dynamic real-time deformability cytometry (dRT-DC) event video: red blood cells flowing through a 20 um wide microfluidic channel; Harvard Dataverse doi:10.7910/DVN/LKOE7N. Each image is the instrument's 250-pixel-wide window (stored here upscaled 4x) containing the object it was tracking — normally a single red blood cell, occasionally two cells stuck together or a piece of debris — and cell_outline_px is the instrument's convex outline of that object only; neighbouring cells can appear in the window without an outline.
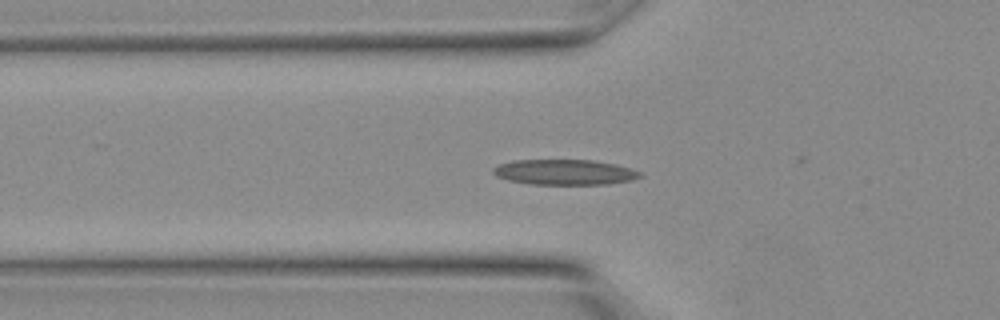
{"species": "Egyptian fruit bat (a non-hibernating species)", "species_latin": "Rousettus aegyptiacus", "temperature_condition": "warm", "stored_images_in_passage": 16, "camera_frame_rate_fps": 3000, "um_per_image_px": 0.085, "animal": {"sex": "female"}, "frame": {"image": 1, "passage_image": 10, "time_ms": 3.0, "image_size_px": [1000, 320], "cell_outline_px": [[644, 176], [632, 180], [604, 184], [532, 184], [508, 180], [496, 176], [492, 172], [492, 168], [500, 164], [512, 160], [592, 160], [616, 164], [640, 172]], "centroid_in_image_um": [47.97, 14.63], "position_along_channel_um": 77.8, "area_um2": 21.62}}
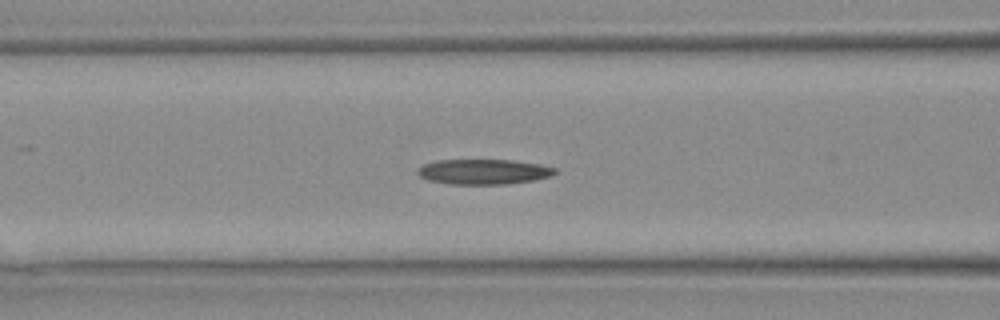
{"frame": {"image": 2, "passage_image": 12, "time_ms": 3.667, "image_size_px": [1000, 320], "cell_outline_px": [[556, 172], [552, 176], [536, 180], [508, 184], [448, 184], [428, 180], [420, 176], [416, 172], [424, 164], [436, 160], [512, 160], [540, 164], [556, 168]], "centroid_in_image_um": [41.14, 14.6], "position_along_channel_um": 125.5, "area_um2": 20.23}}
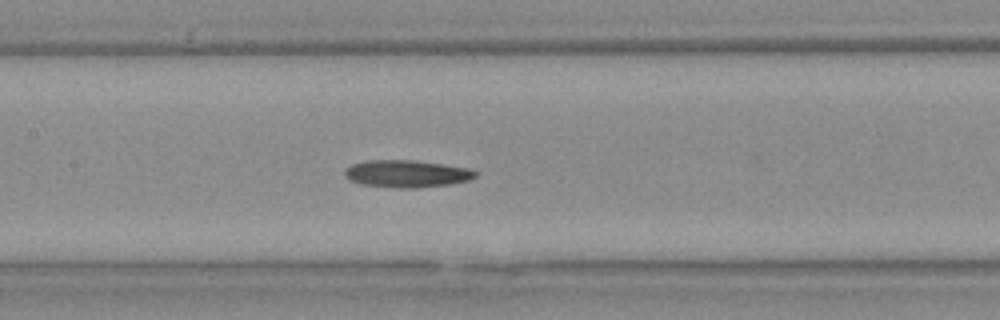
{"frame": {"image": 3, "passage_image": 14, "time_ms": 4.333, "image_size_px": [1000, 320], "cell_outline_px": [[480, 172], [476, 176], [468, 180], [448, 184], [416, 188], [404, 188], [364, 184], [352, 180], [344, 176], [344, 168], [352, 164], [364, 160], [412, 160], [468, 168]], "centroid_in_image_um": [34.56, 14.75], "position_along_channel_um": 172.8, "area_um2": 20.52}}